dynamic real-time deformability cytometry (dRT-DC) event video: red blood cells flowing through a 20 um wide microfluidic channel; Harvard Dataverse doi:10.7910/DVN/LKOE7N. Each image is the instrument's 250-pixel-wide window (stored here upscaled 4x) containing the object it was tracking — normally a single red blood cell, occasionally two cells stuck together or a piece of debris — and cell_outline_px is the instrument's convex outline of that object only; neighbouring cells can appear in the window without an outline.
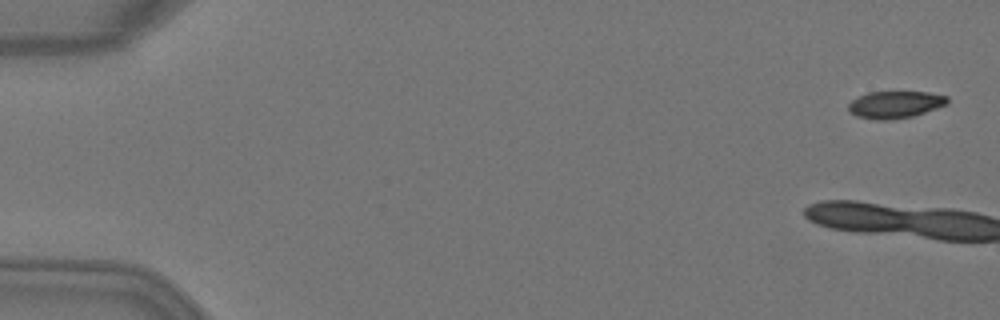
{"species": "Egyptian fruit bat (a non-hibernating species)", "species_latin": "Rousettus aegyptiacus", "temperature_condition": "warm", "stored_images_in_passage": 5, "camera_frame_rate_fps": 3000, "um_per_image_px": 0.085, "animal": {"sex": "female"}, "frame": {"image": 1, "passage_image": 1, "time_ms": 0.0, "image_size_px": [1000, 320], "cell_outline_px": [[948, 104], [912, 116], [892, 120], [872, 120], [856, 116], [848, 112], [848, 104], [852, 100], [868, 92], [928, 92], [948, 96]], "centroid_in_image_um": [76.06, 8.9], "position_along_channel_um": 8.9, "area_um2": 15.72}}